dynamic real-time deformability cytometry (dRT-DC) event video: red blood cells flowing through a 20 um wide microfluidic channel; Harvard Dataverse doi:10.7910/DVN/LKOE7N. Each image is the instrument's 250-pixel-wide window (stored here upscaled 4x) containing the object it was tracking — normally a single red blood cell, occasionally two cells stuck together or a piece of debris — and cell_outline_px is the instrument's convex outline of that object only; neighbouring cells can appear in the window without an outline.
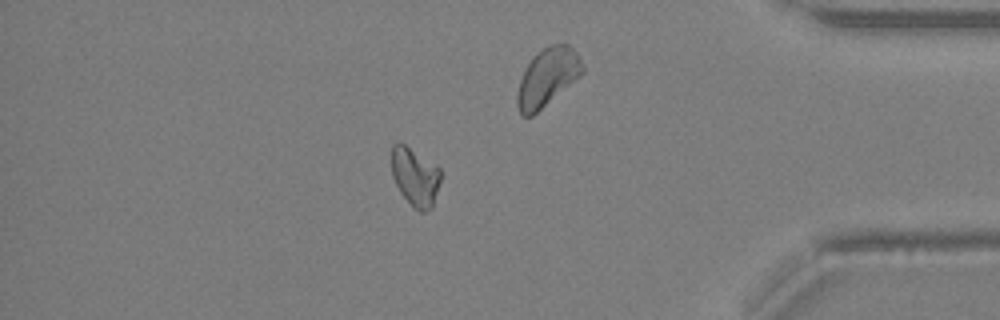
{"species": "Egyptian fruit bat (a non-hibernating species)", "species_latin": "Rousettus aegyptiacus", "temperature_condition": "warm", "stored_images_in_passage": 40, "camera_frame_rate_fps": 3000, "um_per_image_px": 0.085, "animal": {"sex": "female"}, "frame": {"image": 1, "passage_image": 34, "time_ms": 11.0, "image_size_px": [1000, 320], "cell_outline_px": [[440, 180], [432, 208], [424, 212], [420, 212], [400, 192], [392, 176], [392, 144], [396, 140], [400, 140], [436, 164], [440, 168]], "centroid_in_image_um": [35.27, 14.96], "position_along_channel_um": 399.9, "area_um2": 16.82}}